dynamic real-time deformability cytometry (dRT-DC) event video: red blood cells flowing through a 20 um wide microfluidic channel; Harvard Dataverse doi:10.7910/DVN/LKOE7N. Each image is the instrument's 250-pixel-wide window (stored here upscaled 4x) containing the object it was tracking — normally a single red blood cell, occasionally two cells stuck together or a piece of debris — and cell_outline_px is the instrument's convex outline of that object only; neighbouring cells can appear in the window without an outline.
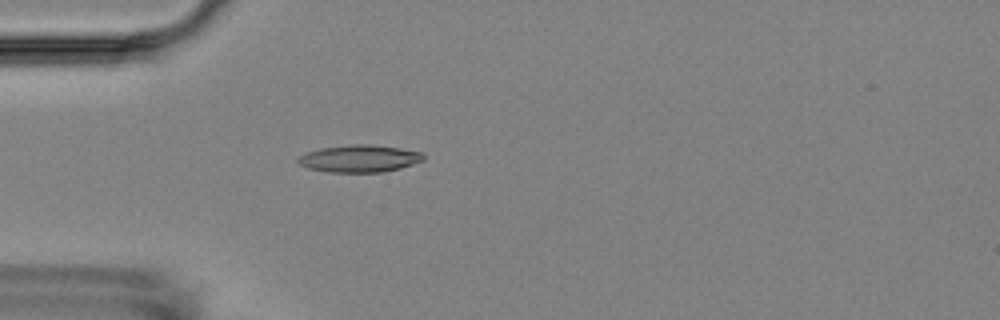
{"species": "Egyptian fruit bat (a non-hibernating species)", "species_latin": "Rousettus aegyptiacus", "temperature_condition": "room temperature", "stored_images_in_passage": 4, "camera_frame_rate_fps": 3000, "um_per_image_px": 0.085, "animal": {"sex": "female"}, "frame": {"image": 1, "passage_image": 4, "time_ms": 4.333, "image_size_px": [1000, 320], "cell_outline_px": [[424, 160], [400, 168], [384, 172], [328, 172], [308, 168], [300, 164], [296, 160], [296, 156], [320, 148], [356, 144], [368, 144], [400, 148], [424, 152]], "centroid_in_image_um": [30.55, 13.48], "position_along_channel_um": 54.5, "area_um2": 19.94}}